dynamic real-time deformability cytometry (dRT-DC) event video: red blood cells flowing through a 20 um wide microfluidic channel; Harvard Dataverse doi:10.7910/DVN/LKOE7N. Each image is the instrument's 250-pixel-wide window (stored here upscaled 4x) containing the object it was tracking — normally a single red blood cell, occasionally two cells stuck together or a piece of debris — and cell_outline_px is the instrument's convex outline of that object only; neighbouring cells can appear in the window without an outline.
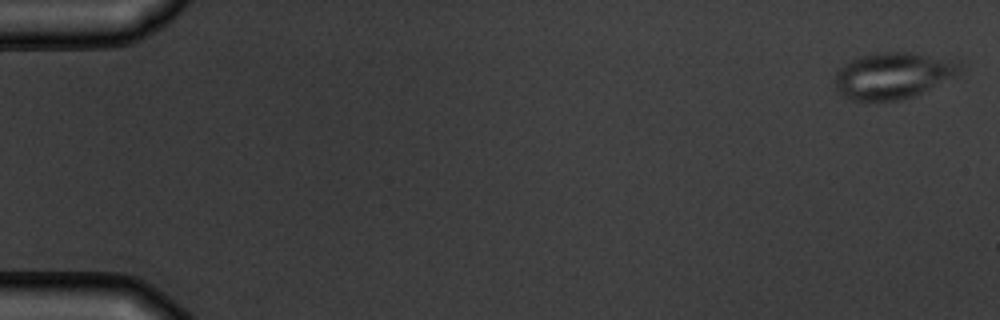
{"species": "common noctule bat (a hibernating species)", "species_latin": "Nyctalus noctula", "temperature_condition": "warm", "stored_images_in_passage": 6, "camera_frame_rate_fps": 3000, "um_per_image_px": 0.085, "animal": {"sex": "male", "body_mass_g": 19.5, "forearm_length_mm": 54.6}, "frame": {"image": 1, "passage_image": 1, "time_ms": 0.0, "image_size_px": [1000, 320], "cell_outline_px": [[964, 64], [960, 72], [916, 96], [896, 100], [852, 100], [844, 96], [836, 88], [832, 80], [836, 72], [840, 68], [852, 60], [860, 56], [880, 52], [912, 52]], "centroid_in_image_um": [75.85, 6.43], "position_along_channel_um": 9.1, "area_um2": 33.29}}